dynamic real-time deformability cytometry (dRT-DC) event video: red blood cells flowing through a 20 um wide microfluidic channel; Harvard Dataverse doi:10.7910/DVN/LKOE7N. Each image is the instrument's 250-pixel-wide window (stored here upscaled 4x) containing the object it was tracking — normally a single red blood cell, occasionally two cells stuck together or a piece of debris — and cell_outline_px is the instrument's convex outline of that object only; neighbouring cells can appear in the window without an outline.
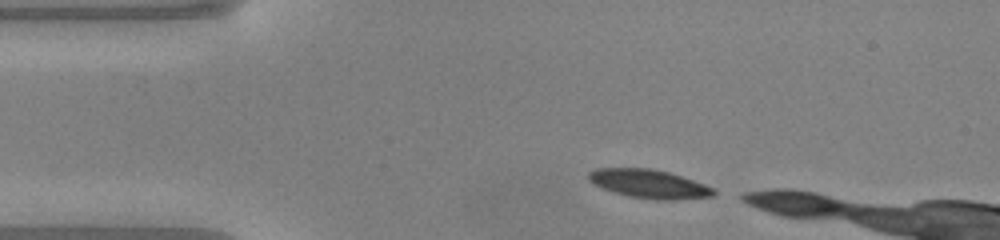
{"species": "common noctule bat (a hibernating species)", "species_latin": "Nyctalus noctula", "temperature_condition": "warm", "stored_images_in_passage": 7, "camera_frame_rate_fps": 3000, "um_per_image_px": 0.085, "animal": {"sex": "male", "body_mass_g": 20.0, "forearm_length_mm": 53.3}, "frame": {"image": 1, "passage_image": 1, "time_ms": 0.0, "image_size_px": [1000, 240], "cell_outline_px": [[716, 192], [712, 196], [676, 200], [656, 200], [628, 196], [612, 192], [600, 188], [592, 184], [588, 180], [588, 172], [596, 168], [652, 168], [668, 172], [704, 184], [712, 188]], "centroid_in_image_um": [55.1, 15.63], "position_along_channel_um": 29.9, "area_um2": 20.98}}